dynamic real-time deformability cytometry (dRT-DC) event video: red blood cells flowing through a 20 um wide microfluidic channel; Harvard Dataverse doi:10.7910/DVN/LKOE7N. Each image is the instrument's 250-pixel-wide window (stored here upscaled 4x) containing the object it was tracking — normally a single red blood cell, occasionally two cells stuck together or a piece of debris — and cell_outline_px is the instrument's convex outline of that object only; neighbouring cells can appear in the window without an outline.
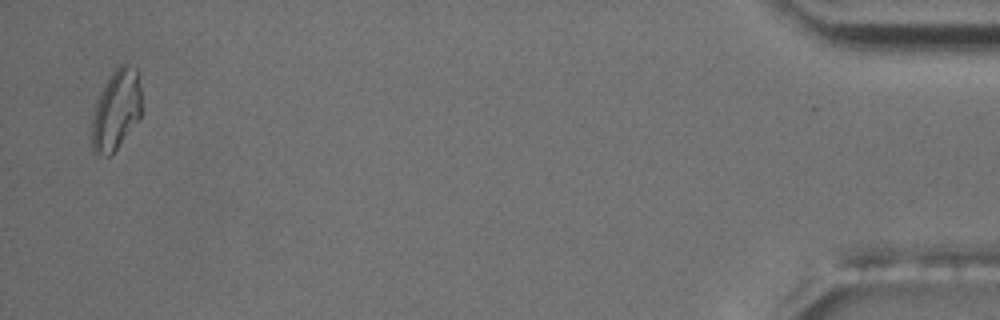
{"species": "common noctule bat (a hibernating species)", "species_latin": "Nyctalus noctula", "temperature_condition": "room temperature", "stored_images_in_passage": 15, "camera_frame_rate_fps": 3000, "um_per_image_px": 0.085, "animal": {"sex": "male", "body_mass_g": 17.5, "forearm_length_mm": 52.3}, "frame": {"image": 1, "passage_image": 15, "time_ms": 18.0, "image_size_px": [1000, 320], "cell_outline_px": [[140, 116], [112, 156], [108, 156], [96, 152], [92, 148], [92, 116], [96, 100], [108, 76], [120, 64], [128, 64], [136, 68], [140, 72]], "centroid_in_image_um": [9.87, 9.3], "position_along_channel_um": 425.3, "area_um2": 23.35}, "authors_computed_cell_mechanics": {"area_um2": 18.496, "velocity_mm_per_s": 3.4934, "shape_relaxation_time_tau1_ms": null, "shape_relaxation_time_tau2_ms": 6.9427, "deformation_change_tau1": null, "deformation_change_tau2": 0.1606}}